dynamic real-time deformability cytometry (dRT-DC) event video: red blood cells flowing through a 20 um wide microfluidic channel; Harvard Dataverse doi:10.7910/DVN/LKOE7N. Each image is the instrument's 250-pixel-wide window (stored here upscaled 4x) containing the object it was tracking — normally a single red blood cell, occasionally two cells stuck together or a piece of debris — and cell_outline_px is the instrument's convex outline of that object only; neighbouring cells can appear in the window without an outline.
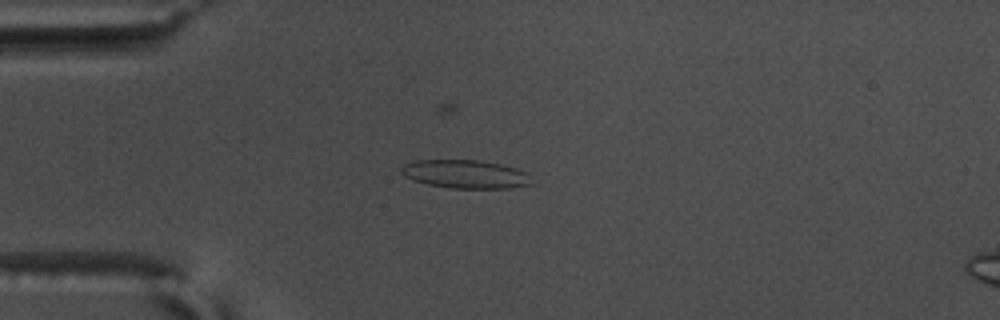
{"species": "common noctule bat (a hibernating species)", "species_latin": "Nyctalus noctula", "temperature_condition": "warm", "stored_images_in_passage": 36, "camera_frame_rate_fps": 3000, "um_per_image_px": 0.085, "animal": {"sex": "male", "body_mass_g": 17.5, "forearm_length_mm": 52.3}, "frame": {"image": 1, "passage_image": 2, "time_ms": 0.333, "image_size_px": [1000, 320], "cell_outline_px": [[536, 184], [512, 188], [452, 188], [428, 184], [412, 180], [404, 176], [400, 172], [400, 168], [404, 164], [416, 160], [480, 160], [500, 164], [516, 168], [524, 172]], "centroid_in_image_um": [39.56, 14.8], "position_along_channel_um": 45.4, "area_um2": 21.68}}
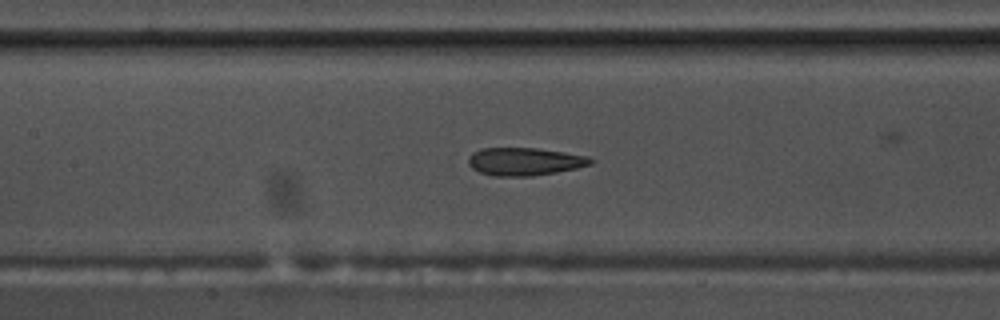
{"frame": {"image": 2, "passage_image": 13, "time_ms": 4.0, "image_size_px": [1000, 320], "cell_outline_px": [[596, 160], [592, 164], [576, 168], [556, 172], [532, 176], [492, 176], [480, 172], [472, 168], [468, 164], [468, 156], [472, 152], [480, 148], [536, 148], [588, 156]], "centroid_in_image_um": [44.57, 13.73], "position_along_channel_um": 162.8, "area_um2": 19.94}}
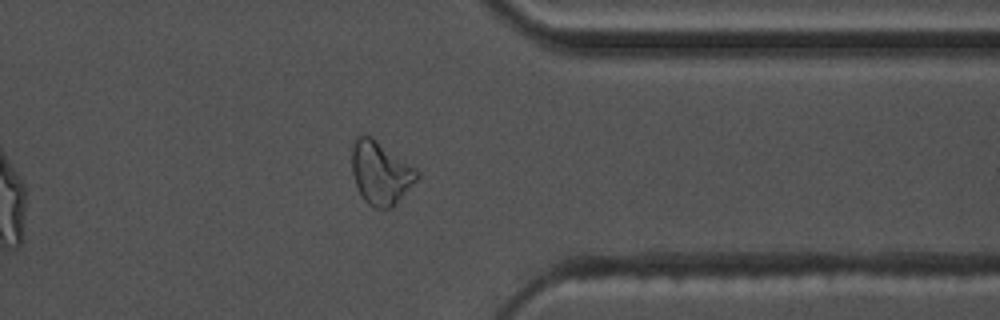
{"frame": {"image": 3, "passage_image": 31, "time_ms": 10.0, "image_size_px": [1000, 320], "cell_outline_px": [[420, 176], [392, 208], [372, 208], [364, 200], [356, 184], [352, 172], [352, 144], [356, 136], [372, 136], [416, 168], [420, 172]], "centroid_in_image_um": [32.35, 14.69], "position_along_channel_um": 379.0, "area_um2": 23.93}, "authors_computed_cell_mechanics": {"area_um2": 20.2011, "velocity_mm_per_s": 3.7198, "shape_relaxation_time_tau1_ms": 9.1433, "shape_relaxation_time_tau2_ms": 2.8315, "deformation_change_tau1": 0.2379, "deformation_change_tau2": 0.1282}}